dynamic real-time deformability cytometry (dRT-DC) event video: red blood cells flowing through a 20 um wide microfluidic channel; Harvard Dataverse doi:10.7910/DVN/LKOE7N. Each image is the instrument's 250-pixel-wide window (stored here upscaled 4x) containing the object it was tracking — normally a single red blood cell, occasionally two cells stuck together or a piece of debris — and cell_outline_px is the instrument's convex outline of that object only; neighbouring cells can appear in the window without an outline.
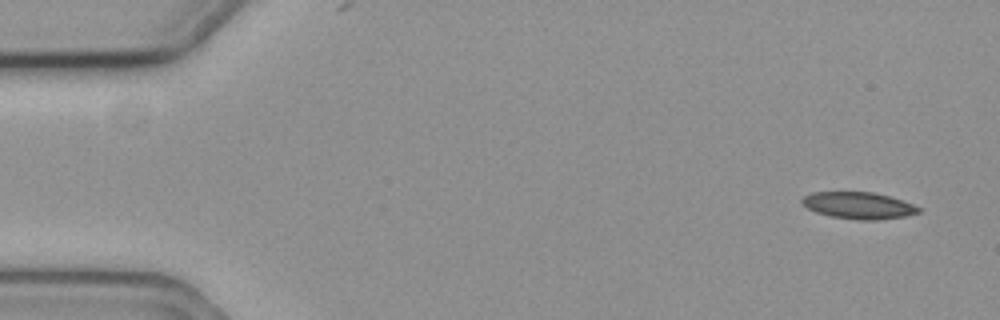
{"species": "common noctule bat (a hibernating species)", "species_latin": "Nyctalus noctula", "temperature_condition": "cold", "stored_images_in_passage": 5, "camera_frame_rate_fps": 3000, "um_per_image_px": 0.085, "animal": {"sex": "female", "body_mass_g": 19.3, "forearm_length_mm": 54.1}, "frame": {"image": 1, "passage_image": 1, "time_ms": 0.0, "image_size_px": [1000, 320], "cell_outline_px": [[924, 208], [920, 212], [908, 216], [876, 220], [860, 220], [832, 216], [816, 212], [808, 208], [800, 200], [804, 196], [812, 192], [872, 192], [888, 196]], "centroid_in_image_um": [73.01, 17.47], "position_along_channel_um": 12.0, "area_um2": 18.09}}
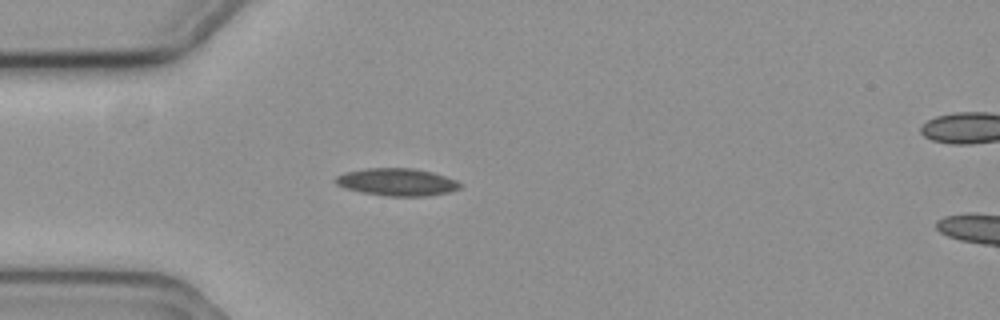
{"frame": {"image": 2, "passage_image": 4, "time_ms": 1.0, "image_size_px": [1000, 320], "cell_outline_px": [[464, 184], [460, 188], [448, 192], [424, 196], [388, 196], [364, 192], [344, 188], [336, 184], [332, 180], [336, 176], [344, 172], [368, 168], [412, 168], [432, 172], [456, 180]], "centroid_in_image_um": [33.72, 15.47], "position_along_channel_um": 51.3, "area_um2": 19.88}}